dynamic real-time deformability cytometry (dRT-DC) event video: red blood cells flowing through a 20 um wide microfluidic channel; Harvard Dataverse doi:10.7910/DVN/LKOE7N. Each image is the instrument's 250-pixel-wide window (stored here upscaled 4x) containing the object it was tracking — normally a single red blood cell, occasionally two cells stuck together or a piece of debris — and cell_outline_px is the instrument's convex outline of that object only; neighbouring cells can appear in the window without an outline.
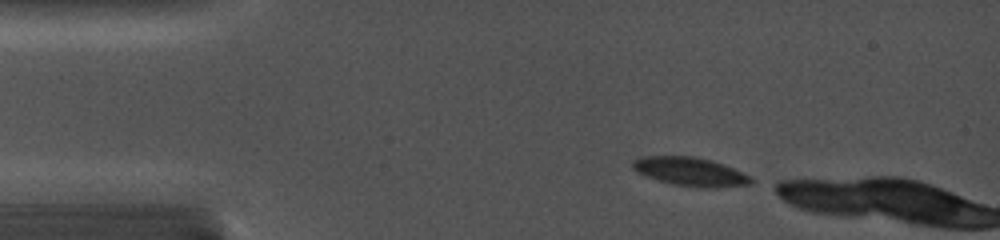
{"species": "common noctule bat (a hibernating species)", "species_latin": "Nyctalus noctula", "temperature_condition": "cold", "stored_images_in_passage": 6, "camera_frame_rate_fps": 5000, "um_per_image_px": 0.085, "animal": {"sex": "female", "body_mass_g": 19.0, "forearm_length_mm": 56.7}, "frame": {"image": 1, "passage_image": 1, "time_ms": 0.0, "image_size_px": [1000, 240], "cell_outline_px": [[756, 180], [752, 184], [716, 188], [700, 188], [672, 184], [644, 176], [636, 172], [632, 168], [632, 160], [644, 156], [692, 156], [712, 160], [724, 164], [744, 172]], "centroid_in_image_um": [58.71, 14.6], "position_along_channel_um": 26.3, "area_um2": 20.17}}